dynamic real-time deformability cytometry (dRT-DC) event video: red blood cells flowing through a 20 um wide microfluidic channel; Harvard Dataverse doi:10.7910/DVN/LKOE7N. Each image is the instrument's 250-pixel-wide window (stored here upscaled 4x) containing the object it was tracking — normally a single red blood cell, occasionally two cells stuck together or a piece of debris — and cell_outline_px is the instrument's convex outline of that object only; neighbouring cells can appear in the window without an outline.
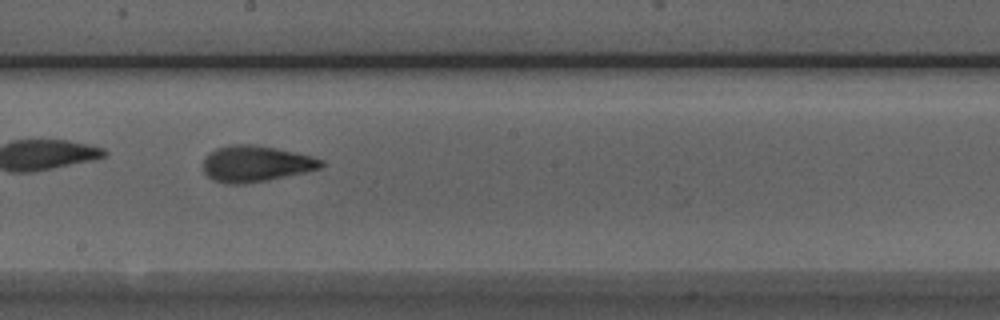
{"species": "Egyptian fruit bat (a non-hibernating species)", "species_latin": "Rousettus aegyptiacus", "temperature_condition": "room temperature", "stored_images_in_passage": 37, "camera_frame_rate_fps": 3000, "um_per_image_px": 0.085, "animal": {"sex": "male"}, "frame": {"image": 1, "passage_image": 16, "time_ms": 5.0, "image_size_px": [1000, 320], "cell_outline_px": [[324, 164], [320, 168], [304, 172], [268, 180], [244, 184], [224, 184], [212, 180], [204, 172], [204, 156], [208, 152], [216, 148], [232, 144], [252, 144], [276, 148], [312, 156], [324, 160]], "centroid_in_image_um": [21.71, 13.92], "position_along_channel_um": 226.5, "area_um2": 24.97}}